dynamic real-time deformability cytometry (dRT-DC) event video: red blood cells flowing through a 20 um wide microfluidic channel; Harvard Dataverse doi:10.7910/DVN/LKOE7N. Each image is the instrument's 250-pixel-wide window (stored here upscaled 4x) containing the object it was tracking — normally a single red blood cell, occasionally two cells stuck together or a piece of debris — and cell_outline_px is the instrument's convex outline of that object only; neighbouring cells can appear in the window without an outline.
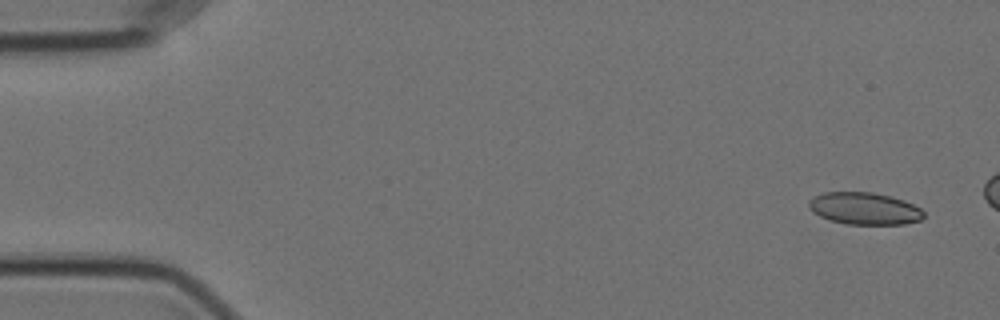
{"species": "Egyptian fruit bat (a non-hibernating species)", "species_latin": "Rousettus aegyptiacus", "temperature_condition": "cold", "stored_images_in_passage": 15, "camera_frame_rate_fps": 3000, "um_per_image_px": 0.085, "animal": {"sex": "female"}, "frame": {"image": 1, "passage_image": 3, "time_ms": 0.667, "image_size_px": [1000, 320], "cell_outline_px": [[924, 216], [920, 220], [904, 224], [848, 224], [832, 220], [820, 216], [812, 212], [808, 208], [808, 200], [812, 196], [824, 192], [872, 192], [904, 200], [920, 208], [924, 212]], "centroid_in_image_um": [73.44, 17.71], "position_along_channel_um": 11.6, "area_um2": 21.5}}